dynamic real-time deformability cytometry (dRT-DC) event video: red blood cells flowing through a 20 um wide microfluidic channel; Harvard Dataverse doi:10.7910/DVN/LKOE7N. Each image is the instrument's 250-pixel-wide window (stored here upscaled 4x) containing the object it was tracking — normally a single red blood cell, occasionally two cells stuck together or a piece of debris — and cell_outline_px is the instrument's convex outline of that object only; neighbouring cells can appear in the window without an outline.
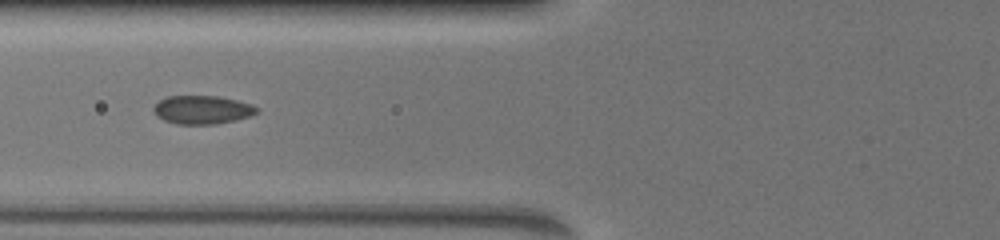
{"species": "common noctule bat (a hibernating species)", "species_latin": "Nyctalus noctula", "temperature_condition": "warm", "stored_images_in_passage": 4, "camera_frame_rate_fps": 3000, "um_per_image_px": 0.085, "animal": {"sex": "female", "body_mass_g": 19.5, "forearm_length_mm": 54.1}, "frame": {"image": 1, "passage_image": 2, "time_ms": 1.0, "image_size_px": [1000, 240], "cell_outline_px": [[260, 112], [236, 120], [216, 124], [176, 124], [164, 120], [156, 116], [152, 112], [152, 108], [160, 100], [168, 96], [220, 96], [252, 104], [260, 108]], "centroid_in_image_um": [17.2, 9.33], "position_along_channel_um": 108.6, "area_um2": 17.28}}
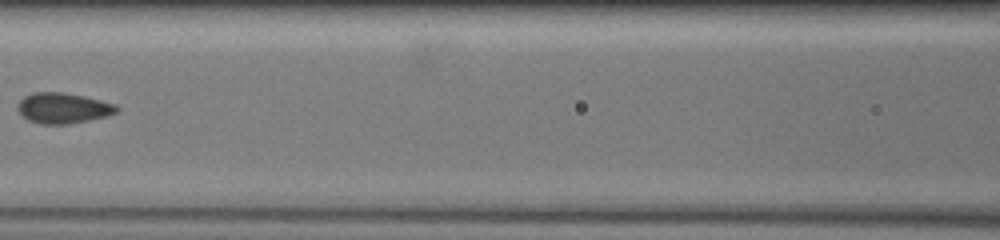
{"frame": {"image": 2, "passage_image": 3, "time_ms": 2.333, "image_size_px": [1000, 240], "cell_outline_px": [[120, 108], [116, 112], [104, 116], [88, 120], [68, 124], [40, 124], [28, 120], [20, 116], [16, 108], [16, 104], [24, 96], [32, 92], [64, 92], [84, 96], [116, 104]], "centroid_in_image_um": [5.29, 9.18], "position_along_channel_um": 161.3, "area_um2": 17.8}}
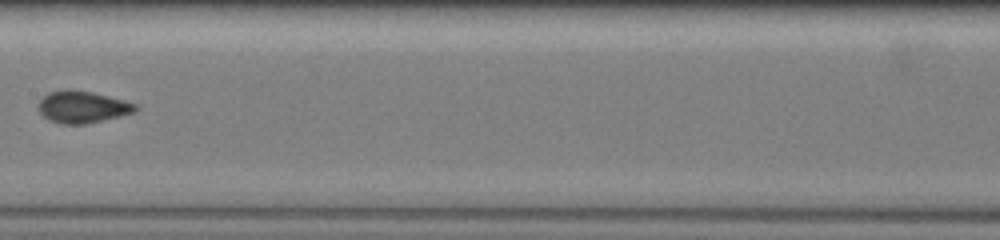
{"frame": {"image": 3, "passage_image": 4, "time_ms": 3.333, "image_size_px": [1000, 240], "cell_outline_px": [[140, 108], [136, 112], [88, 124], [60, 124], [48, 120], [40, 112], [40, 100], [48, 92], [68, 88], [92, 92], [124, 100], [136, 104]], "centroid_in_image_um": [7.03, 9.09], "position_along_channel_um": 200.4, "area_um2": 18.21}}